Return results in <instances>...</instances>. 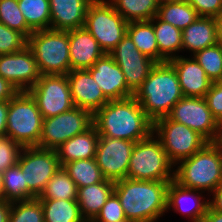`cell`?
<instances>
[{"label":"cell","instance_id":"52a82bcc","mask_svg":"<svg viewBox=\"0 0 222 222\" xmlns=\"http://www.w3.org/2000/svg\"><path fill=\"white\" fill-rule=\"evenodd\" d=\"M160 141L152 133L148 138L135 142L127 178L146 181H172L175 171Z\"/></svg>","mask_w":222,"mask_h":222},{"label":"cell","instance_id":"484cf974","mask_svg":"<svg viewBox=\"0 0 222 222\" xmlns=\"http://www.w3.org/2000/svg\"><path fill=\"white\" fill-rule=\"evenodd\" d=\"M127 34L142 54L157 63L166 62V60L159 54V48L153 28V19L149 21L128 22Z\"/></svg>","mask_w":222,"mask_h":222},{"label":"cell","instance_id":"9c48e42d","mask_svg":"<svg viewBox=\"0 0 222 222\" xmlns=\"http://www.w3.org/2000/svg\"><path fill=\"white\" fill-rule=\"evenodd\" d=\"M152 133L156 134L154 137L158 138L174 166L208 143L202 135L168 116L153 122Z\"/></svg>","mask_w":222,"mask_h":222},{"label":"cell","instance_id":"4316f807","mask_svg":"<svg viewBox=\"0 0 222 222\" xmlns=\"http://www.w3.org/2000/svg\"><path fill=\"white\" fill-rule=\"evenodd\" d=\"M156 16L181 30L188 27L199 17L197 11L186 0H175L159 4Z\"/></svg>","mask_w":222,"mask_h":222},{"label":"cell","instance_id":"2e32d148","mask_svg":"<svg viewBox=\"0 0 222 222\" xmlns=\"http://www.w3.org/2000/svg\"><path fill=\"white\" fill-rule=\"evenodd\" d=\"M0 76L18 91L33 87L41 73L32 50L26 46L21 51L0 55Z\"/></svg>","mask_w":222,"mask_h":222},{"label":"cell","instance_id":"ac0fdd59","mask_svg":"<svg viewBox=\"0 0 222 222\" xmlns=\"http://www.w3.org/2000/svg\"><path fill=\"white\" fill-rule=\"evenodd\" d=\"M67 78L75 107L94 114L109 102L88 69L71 70Z\"/></svg>","mask_w":222,"mask_h":222},{"label":"cell","instance_id":"836d02e7","mask_svg":"<svg viewBox=\"0 0 222 222\" xmlns=\"http://www.w3.org/2000/svg\"><path fill=\"white\" fill-rule=\"evenodd\" d=\"M78 187L63 167L49 180L39 199L76 200Z\"/></svg>","mask_w":222,"mask_h":222},{"label":"cell","instance_id":"5b68a950","mask_svg":"<svg viewBox=\"0 0 222 222\" xmlns=\"http://www.w3.org/2000/svg\"><path fill=\"white\" fill-rule=\"evenodd\" d=\"M41 75H67L71 71L69 31L36 30L28 37Z\"/></svg>","mask_w":222,"mask_h":222},{"label":"cell","instance_id":"d6986e66","mask_svg":"<svg viewBox=\"0 0 222 222\" xmlns=\"http://www.w3.org/2000/svg\"><path fill=\"white\" fill-rule=\"evenodd\" d=\"M177 72L184 97H204L212 81L196 59L176 56L169 60Z\"/></svg>","mask_w":222,"mask_h":222},{"label":"cell","instance_id":"bcb514c9","mask_svg":"<svg viewBox=\"0 0 222 222\" xmlns=\"http://www.w3.org/2000/svg\"><path fill=\"white\" fill-rule=\"evenodd\" d=\"M11 202L5 199L0 200V222H9Z\"/></svg>","mask_w":222,"mask_h":222},{"label":"cell","instance_id":"3957f363","mask_svg":"<svg viewBox=\"0 0 222 222\" xmlns=\"http://www.w3.org/2000/svg\"><path fill=\"white\" fill-rule=\"evenodd\" d=\"M133 97L152 122L167 117L184 97L173 65L169 61L156 63Z\"/></svg>","mask_w":222,"mask_h":222},{"label":"cell","instance_id":"6da1fadb","mask_svg":"<svg viewBox=\"0 0 222 222\" xmlns=\"http://www.w3.org/2000/svg\"><path fill=\"white\" fill-rule=\"evenodd\" d=\"M93 125L99 137L132 142L148 138L153 131V122L134 97L106 103L93 114Z\"/></svg>","mask_w":222,"mask_h":222},{"label":"cell","instance_id":"30bf717a","mask_svg":"<svg viewBox=\"0 0 222 222\" xmlns=\"http://www.w3.org/2000/svg\"><path fill=\"white\" fill-rule=\"evenodd\" d=\"M93 125V114L74 107L64 113L44 118L39 147L56 150L64 142L83 133Z\"/></svg>","mask_w":222,"mask_h":222},{"label":"cell","instance_id":"c3c4849f","mask_svg":"<svg viewBox=\"0 0 222 222\" xmlns=\"http://www.w3.org/2000/svg\"><path fill=\"white\" fill-rule=\"evenodd\" d=\"M219 40L222 42V10L215 17Z\"/></svg>","mask_w":222,"mask_h":222},{"label":"cell","instance_id":"ffe728a7","mask_svg":"<svg viewBox=\"0 0 222 222\" xmlns=\"http://www.w3.org/2000/svg\"><path fill=\"white\" fill-rule=\"evenodd\" d=\"M71 70L88 69L105 55L97 40L84 27L69 30Z\"/></svg>","mask_w":222,"mask_h":222},{"label":"cell","instance_id":"4dcf8cb0","mask_svg":"<svg viewBox=\"0 0 222 222\" xmlns=\"http://www.w3.org/2000/svg\"><path fill=\"white\" fill-rule=\"evenodd\" d=\"M62 167L78 188L99 183L106 179L97 165L95 158L68 162Z\"/></svg>","mask_w":222,"mask_h":222},{"label":"cell","instance_id":"f1b7e54d","mask_svg":"<svg viewBox=\"0 0 222 222\" xmlns=\"http://www.w3.org/2000/svg\"><path fill=\"white\" fill-rule=\"evenodd\" d=\"M44 222H86L76 200L40 199Z\"/></svg>","mask_w":222,"mask_h":222},{"label":"cell","instance_id":"277c9868","mask_svg":"<svg viewBox=\"0 0 222 222\" xmlns=\"http://www.w3.org/2000/svg\"><path fill=\"white\" fill-rule=\"evenodd\" d=\"M174 180L181 186L213 192L222 183V143L208 142L195 154L180 161Z\"/></svg>","mask_w":222,"mask_h":222},{"label":"cell","instance_id":"681fc988","mask_svg":"<svg viewBox=\"0 0 222 222\" xmlns=\"http://www.w3.org/2000/svg\"><path fill=\"white\" fill-rule=\"evenodd\" d=\"M4 199V190L2 184V174L0 173V200Z\"/></svg>","mask_w":222,"mask_h":222},{"label":"cell","instance_id":"603a6c76","mask_svg":"<svg viewBox=\"0 0 222 222\" xmlns=\"http://www.w3.org/2000/svg\"><path fill=\"white\" fill-rule=\"evenodd\" d=\"M219 42L214 17L199 16L193 23L182 30V49H189V51L193 52V55Z\"/></svg>","mask_w":222,"mask_h":222},{"label":"cell","instance_id":"8d00e7d4","mask_svg":"<svg viewBox=\"0 0 222 222\" xmlns=\"http://www.w3.org/2000/svg\"><path fill=\"white\" fill-rule=\"evenodd\" d=\"M0 23L17 30L27 38L34 32L27 24L18 6V0H0Z\"/></svg>","mask_w":222,"mask_h":222},{"label":"cell","instance_id":"f6af8a7d","mask_svg":"<svg viewBox=\"0 0 222 222\" xmlns=\"http://www.w3.org/2000/svg\"><path fill=\"white\" fill-rule=\"evenodd\" d=\"M212 193L213 198L209 201V206L222 213V183H220Z\"/></svg>","mask_w":222,"mask_h":222},{"label":"cell","instance_id":"9a60e30c","mask_svg":"<svg viewBox=\"0 0 222 222\" xmlns=\"http://www.w3.org/2000/svg\"><path fill=\"white\" fill-rule=\"evenodd\" d=\"M134 145L129 140L99 137L95 160L106 179L116 182L127 178Z\"/></svg>","mask_w":222,"mask_h":222},{"label":"cell","instance_id":"44dd1931","mask_svg":"<svg viewBox=\"0 0 222 222\" xmlns=\"http://www.w3.org/2000/svg\"><path fill=\"white\" fill-rule=\"evenodd\" d=\"M93 0H49L50 29L69 31L84 27L89 4Z\"/></svg>","mask_w":222,"mask_h":222},{"label":"cell","instance_id":"f907efd6","mask_svg":"<svg viewBox=\"0 0 222 222\" xmlns=\"http://www.w3.org/2000/svg\"><path fill=\"white\" fill-rule=\"evenodd\" d=\"M170 1H175V0H156V2H157L158 4H162V3L170 2Z\"/></svg>","mask_w":222,"mask_h":222},{"label":"cell","instance_id":"e575fe53","mask_svg":"<svg viewBox=\"0 0 222 222\" xmlns=\"http://www.w3.org/2000/svg\"><path fill=\"white\" fill-rule=\"evenodd\" d=\"M212 82L222 81V42L193 55Z\"/></svg>","mask_w":222,"mask_h":222},{"label":"cell","instance_id":"b9f144b4","mask_svg":"<svg viewBox=\"0 0 222 222\" xmlns=\"http://www.w3.org/2000/svg\"><path fill=\"white\" fill-rule=\"evenodd\" d=\"M199 16L216 17L222 10V0H186Z\"/></svg>","mask_w":222,"mask_h":222},{"label":"cell","instance_id":"8992f818","mask_svg":"<svg viewBox=\"0 0 222 222\" xmlns=\"http://www.w3.org/2000/svg\"><path fill=\"white\" fill-rule=\"evenodd\" d=\"M43 117L28 91H19L9 100L6 137L22 147H39Z\"/></svg>","mask_w":222,"mask_h":222},{"label":"cell","instance_id":"1f68e13d","mask_svg":"<svg viewBox=\"0 0 222 222\" xmlns=\"http://www.w3.org/2000/svg\"><path fill=\"white\" fill-rule=\"evenodd\" d=\"M2 184L6 201L15 202L36 198L28 190L24 172L18 163L2 173Z\"/></svg>","mask_w":222,"mask_h":222},{"label":"cell","instance_id":"d4e9b609","mask_svg":"<svg viewBox=\"0 0 222 222\" xmlns=\"http://www.w3.org/2000/svg\"><path fill=\"white\" fill-rule=\"evenodd\" d=\"M115 182L105 179L102 182L78 188L77 199L80 213L86 222H92L114 192Z\"/></svg>","mask_w":222,"mask_h":222},{"label":"cell","instance_id":"7a4b0ae2","mask_svg":"<svg viewBox=\"0 0 222 222\" xmlns=\"http://www.w3.org/2000/svg\"><path fill=\"white\" fill-rule=\"evenodd\" d=\"M170 181H146L125 178L115 182L114 193L125 216L131 222H155L167 211Z\"/></svg>","mask_w":222,"mask_h":222},{"label":"cell","instance_id":"ab89813d","mask_svg":"<svg viewBox=\"0 0 222 222\" xmlns=\"http://www.w3.org/2000/svg\"><path fill=\"white\" fill-rule=\"evenodd\" d=\"M127 220L119 198L113 192L92 222H122Z\"/></svg>","mask_w":222,"mask_h":222},{"label":"cell","instance_id":"8fae6325","mask_svg":"<svg viewBox=\"0 0 222 222\" xmlns=\"http://www.w3.org/2000/svg\"><path fill=\"white\" fill-rule=\"evenodd\" d=\"M168 117L188 126L208 142H218L222 138V126L213 117L204 97H182Z\"/></svg>","mask_w":222,"mask_h":222},{"label":"cell","instance_id":"f35d334b","mask_svg":"<svg viewBox=\"0 0 222 222\" xmlns=\"http://www.w3.org/2000/svg\"><path fill=\"white\" fill-rule=\"evenodd\" d=\"M23 147L9 137L0 138V173L18 163Z\"/></svg>","mask_w":222,"mask_h":222},{"label":"cell","instance_id":"cb8c5ba5","mask_svg":"<svg viewBox=\"0 0 222 222\" xmlns=\"http://www.w3.org/2000/svg\"><path fill=\"white\" fill-rule=\"evenodd\" d=\"M99 134L94 125L77 134L56 149L61 167L72 161L95 158Z\"/></svg>","mask_w":222,"mask_h":222},{"label":"cell","instance_id":"7bdbcfd3","mask_svg":"<svg viewBox=\"0 0 222 222\" xmlns=\"http://www.w3.org/2000/svg\"><path fill=\"white\" fill-rule=\"evenodd\" d=\"M18 92L19 91L11 83L0 76V102L9 101Z\"/></svg>","mask_w":222,"mask_h":222},{"label":"cell","instance_id":"5bb4252c","mask_svg":"<svg viewBox=\"0 0 222 222\" xmlns=\"http://www.w3.org/2000/svg\"><path fill=\"white\" fill-rule=\"evenodd\" d=\"M122 70L128 88L135 93L157 62L142 54L126 35L109 53Z\"/></svg>","mask_w":222,"mask_h":222},{"label":"cell","instance_id":"4fadbf2b","mask_svg":"<svg viewBox=\"0 0 222 222\" xmlns=\"http://www.w3.org/2000/svg\"><path fill=\"white\" fill-rule=\"evenodd\" d=\"M28 92L35 99L43 119L75 107L67 75H41Z\"/></svg>","mask_w":222,"mask_h":222},{"label":"cell","instance_id":"ba28073f","mask_svg":"<svg viewBox=\"0 0 222 222\" xmlns=\"http://www.w3.org/2000/svg\"><path fill=\"white\" fill-rule=\"evenodd\" d=\"M128 22L107 0H93L87 9L84 28L109 54L127 33Z\"/></svg>","mask_w":222,"mask_h":222},{"label":"cell","instance_id":"7402d4cb","mask_svg":"<svg viewBox=\"0 0 222 222\" xmlns=\"http://www.w3.org/2000/svg\"><path fill=\"white\" fill-rule=\"evenodd\" d=\"M197 191V192H196ZM200 190L192 189V188H186L181 186L178 182L175 180L170 181L168 188H167V210L174 208V210L177 212H181V214L186 213L190 219H192V222H201L202 218L206 214L207 208L209 206V201H203L202 196L198 192ZM196 195V196H195ZM201 196V197H200ZM191 204L192 201L195 200V204L192 206L188 204H183L184 200H189ZM202 200V201H201ZM187 202V201H186ZM185 202V203H186ZM187 202V203H189ZM188 205V207H187Z\"/></svg>","mask_w":222,"mask_h":222},{"label":"cell","instance_id":"74e56055","mask_svg":"<svg viewBox=\"0 0 222 222\" xmlns=\"http://www.w3.org/2000/svg\"><path fill=\"white\" fill-rule=\"evenodd\" d=\"M27 44L25 35L0 23V55L21 51Z\"/></svg>","mask_w":222,"mask_h":222},{"label":"cell","instance_id":"83f0119b","mask_svg":"<svg viewBox=\"0 0 222 222\" xmlns=\"http://www.w3.org/2000/svg\"><path fill=\"white\" fill-rule=\"evenodd\" d=\"M153 28L159 54L166 61L175 58L174 52L182 50V30L160 20L157 16L153 18Z\"/></svg>","mask_w":222,"mask_h":222},{"label":"cell","instance_id":"7c38bea8","mask_svg":"<svg viewBox=\"0 0 222 222\" xmlns=\"http://www.w3.org/2000/svg\"><path fill=\"white\" fill-rule=\"evenodd\" d=\"M18 164L24 172L28 190L38 198L49 180L61 167L56 150L38 146L23 147Z\"/></svg>","mask_w":222,"mask_h":222},{"label":"cell","instance_id":"60d3db41","mask_svg":"<svg viewBox=\"0 0 222 222\" xmlns=\"http://www.w3.org/2000/svg\"><path fill=\"white\" fill-rule=\"evenodd\" d=\"M204 99L213 117L222 125V81L212 82Z\"/></svg>","mask_w":222,"mask_h":222},{"label":"cell","instance_id":"7dc6e473","mask_svg":"<svg viewBox=\"0 0 222 222\" xmlns=\"http://www.w3.org/2000/svg\"><path fill=\"white\" fill-rule=\"evenodd\" d=\"M201 222H222V213L208 206L206 214Z\"/></svg>","mask_w":222,"mask_h":222},{"label":"cell","instance_id":"e0dca14e","mask_svg":"<svg viewBox=\"0 0 222 222\" xmlns=\"http://www.w3.org/2000/svg\"><path fill=\"white\" fill-rule=\"evenodd\" d=\"M88 70L109 101L133 97L122 70L109 54L98 59Z\"/></svg>","mask_w":222,"mask_h":222},{"label":"cell","instance_id":"ee69618b","mask_svg":"<svg viewBox=\"0 0 222 222\" xmlns=\"http://www.w3.org/2000/svg\"><path fill=\"white\" fill-rule=\"evenodd\" d=\"M9 101L0 102V138L6 137L7 116Z\"/></svg>","mask_w":222,"mask_h":222},{"label":"cell","instance_id":"f546056e","mask_svg":"<svg viewBox=\"0 0 222 222\" xmlns=\"http://www.w3.org/2000/svg\"><path fill=\"white\" fill-rule=\"evenodd\" d=\"M114 9L127 21H149L157 15L156 0H109Z\"/></svg>","mask_w":222,"mask_h":222},{"label":"cell","instance_id":"d590c367","mask_svg":"<svg viewBox=\"0 0 222 222\" xmlns=\"http://www.w3.org/2000/svg\"><path fill=\"white\" fill-rule=\"evenodd\" d=\"M9 222H44L39 198L11 202Z\"/></svg>","mask_w":222,"mask_h":222},{"label":"cell","instance_id":"d6a6232c","mask_svg":"<svg viewBox=\"0 0 222 222\" xmlns=\"http://www.w3.org/2000/svg\"><path fill=\"white\" fill-rule=\"evenodd\" d=\"M18 6L33 31L50 29L49 0H18Z\"/></svg>","mask_w":222,"mask_h":222}]
</instances>
